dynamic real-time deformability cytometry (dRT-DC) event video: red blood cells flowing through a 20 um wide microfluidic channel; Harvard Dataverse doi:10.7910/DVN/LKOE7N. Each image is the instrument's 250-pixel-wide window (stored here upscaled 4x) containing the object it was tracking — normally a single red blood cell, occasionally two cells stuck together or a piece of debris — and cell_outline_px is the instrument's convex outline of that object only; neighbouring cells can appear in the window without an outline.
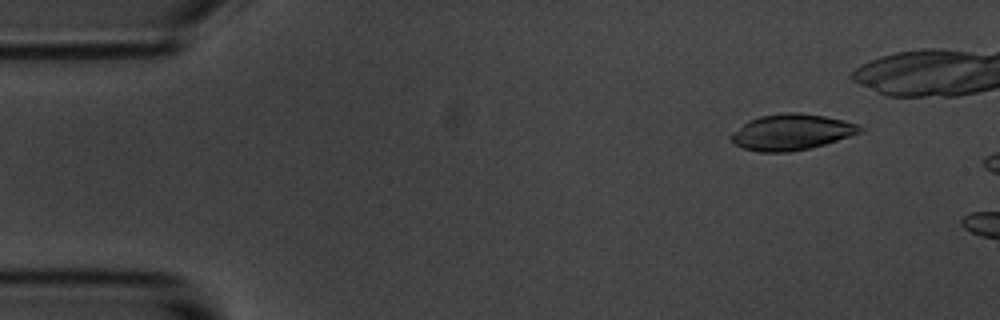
{"species": "common noctule bat (a hibernating species)", "species_latin": "Nyctalus noctula", "temperature_condition": "room temperature", "stored_images_in_passage": 8, "camera_frame_rate_fps": 3000, "um_per_image_px": 0.085, "animal": {"sex": "male", "body_mass_g": 20.1, "forearm_length_mm": 53.5}, "frame": {"image": 1, "passage_image": 3, "time_ms": 0.667, "image_size_px": [1000, 320], "cell_outline_px": [[864, 132], [852, 136], [824, 144], [808, 148], [788, 152], [760, 152], [744, 148], [736, 144], [732, 140], [732, 132], [748, 120], [760, 116], [784, 112], [796, 112], [824, 116], [844, 120], [856, 124], [864, 128]], "centroid_in_image_um": [67.31, 11.22], "position_along_channel_um": 17.7, "area_um2": 26.88}}